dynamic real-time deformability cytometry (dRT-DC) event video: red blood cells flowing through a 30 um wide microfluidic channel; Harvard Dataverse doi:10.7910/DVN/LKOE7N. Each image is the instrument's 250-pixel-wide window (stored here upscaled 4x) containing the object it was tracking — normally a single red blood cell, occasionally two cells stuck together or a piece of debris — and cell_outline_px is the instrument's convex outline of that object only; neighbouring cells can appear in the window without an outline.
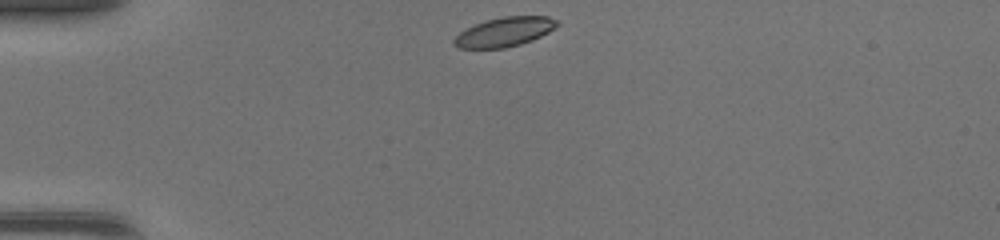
{"species": "common noctule bat (a hibernating species)", "species_latin": "Nyctalus noctula", "temperature_condition": "warm", "stored_images_in_passage": 37, "camera_frame_rate_fps": 3000, "um_per_image_px": 0.085, "animal": {"sex": "female", "body_mass_g": 17.0, "forearm_length_mm": 48.0}, "frame": {"image": 1, "passage_image": 1, "time_ms": 0.0, "image_size_px": [1000, 240], "cell_outline_px": [[560, 24], [548, 32], [532, 40], [520, 44], [504, 48], [460, 48], [452, 44], [452, 40], [460, 32], [476, 24], [488, 20], [504, 16], [548, 16], [560, 20]], "centroid_in_image_um": [42.91, 2.71], "position_along_channel_um": 42.1, "area_um2": 17.51}}
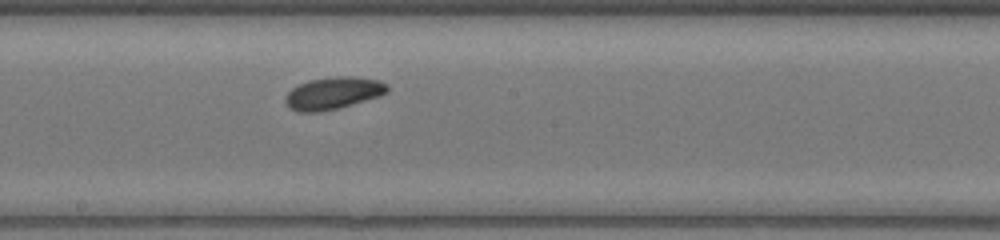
{"frame": {"image": 2, "passage_image": 16, "time_ms": 5.0, "image_size_px": [1000, 240], "cell_outline_px": [[388, 92], [380, 96], [336, 108], [320, 112], [296, 112], [288, 108], [284, 100], [284, 96], [292, 88], [308, 80], [336, 76], [352, 76], [380, 80], [388, 84]], "centroid_in_image_um": [28.3, 7.91], "position_along_channel_um": 219.9, "area_um2": 19.25}}
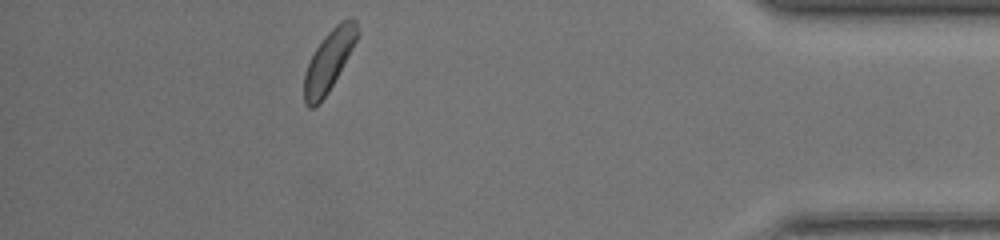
{"frame": {"image": 3, "passage_image": 32, "time_ms": 10.333, "image_size_px": [1000, 240], "cell_outline_px": [[356, 40], [352, 48], [328, 92], [312, 108], [308, 108], [304, 104], [304, 72], [316, 48], [324, 36], [340, 20], [348, 16], [352, 16], [356, 20]], "centroid_in_image_um": [27.93, 5.13], "position_along_channel_um": 407.3, "area_um2": 18.26}, "authors_computed_cell_mechanics": {"area_um2": 18.4382, "velocity_mm_per_s": 4.3427, "shape_relaxation_time_tau1_ms": null, "shape_relaxation_time_tau2_ms": 7.2059, "deformation_change_tau1": null, "deformation_change_tau2": 0.1656}}